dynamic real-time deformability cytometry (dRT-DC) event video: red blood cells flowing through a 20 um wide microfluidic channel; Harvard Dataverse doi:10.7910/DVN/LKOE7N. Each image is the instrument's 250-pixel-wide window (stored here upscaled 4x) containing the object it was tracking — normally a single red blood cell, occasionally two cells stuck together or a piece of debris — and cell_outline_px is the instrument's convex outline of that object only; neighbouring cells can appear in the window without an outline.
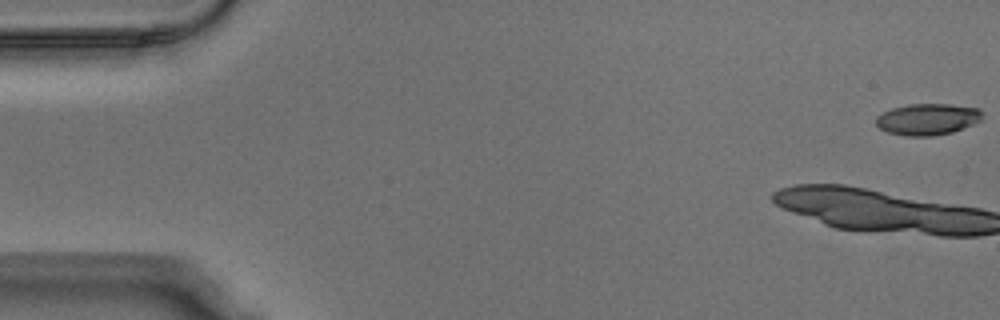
{"species": "Egyptian fruit bat (a non-hibernating species)", "species_latin": "Rousettus aegyptiacus", "temperature_condition": "warm", "stored_images_in_passage": 7, "camera_frame_rate_fps": 3000, "um_per_image_px": 0.085, "animal": {"sex": "male"}, "frame": {"image": 1, "passage_image": 1, "time_ms": 0.0, "image_size_px": [1000, 320], "cell_outline_px": [[984, 112], [980, 120], [964, 128], [952, 132], [932, 136], [904, 136], [888, 132], [880, 128], [876, 124], [876, 116], [892, 108], [908, 104], [952, 104], [980, 108]], "centroid_in_image_um": [78.86, 10.13], "position_along_channel_um": 6.1, "area_um2": 19.59}}